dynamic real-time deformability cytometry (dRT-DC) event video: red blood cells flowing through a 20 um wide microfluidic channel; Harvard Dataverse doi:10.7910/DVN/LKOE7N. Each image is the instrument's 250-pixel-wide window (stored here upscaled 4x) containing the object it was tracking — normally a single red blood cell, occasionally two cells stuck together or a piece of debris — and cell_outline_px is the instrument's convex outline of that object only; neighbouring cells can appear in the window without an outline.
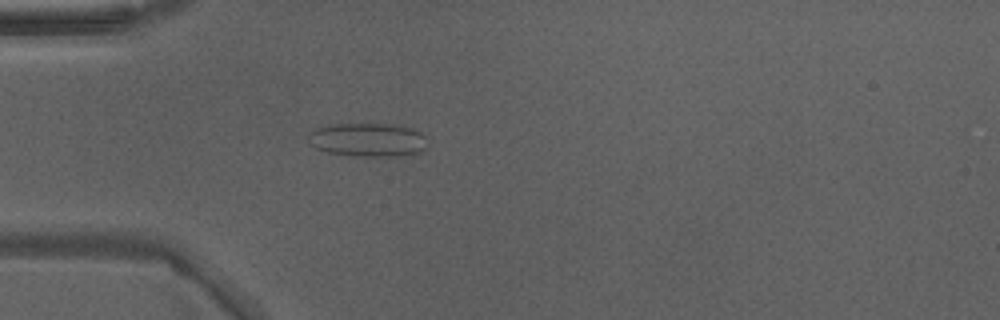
{"species": "Egyptian fruit bat (a non-hibernating species)", "species_latin": "Rousettus aegyptiacus", "temperature_condition": "warm", "stored_images_in_passage": 41, "camera_frame_rate_fps": 3000, "um_per_image_px": 0.085, "animal": {"sex": "male"}, "frame": {"image": 1, "passage_image": 7, "time_ms": 2.0, "image_size_px": [1000, 320], "cell_outline_px": [[424, 148], [420, 152], [412, 156], [352, 156], [328, 152], [316, 148], [312, 144], [308, 136], [316, 128], [328, 124], [396, 124], [412, 128], [420, 132], [424, 136]], "centroid_in_image_um": [31.29, 11.89], "position_along_channel_um": 53.7, "area_um2": 23.41}}
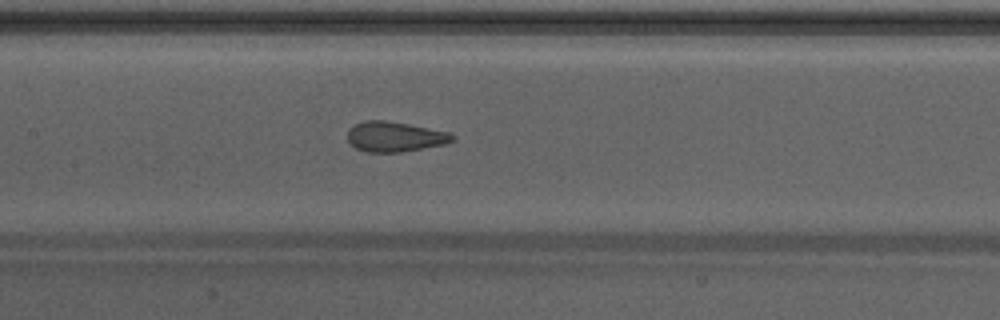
{"frame": {"image": 2, "passage_image": 16, "time_ms": 5.0, "image_size_px": [1000, 320], "cell_outline_px": [[456, 140], [444, 144], [400, 152], [368, 152], [356, 148], [348, 140], [348, 128], [364, 120], [384, 120], [408, 124], [448, 132], [456, 136]], "centroid_in_image_um": [33.56, 11.61], "position_along_channel_um": 173.8, "area_um2": 18.26}}
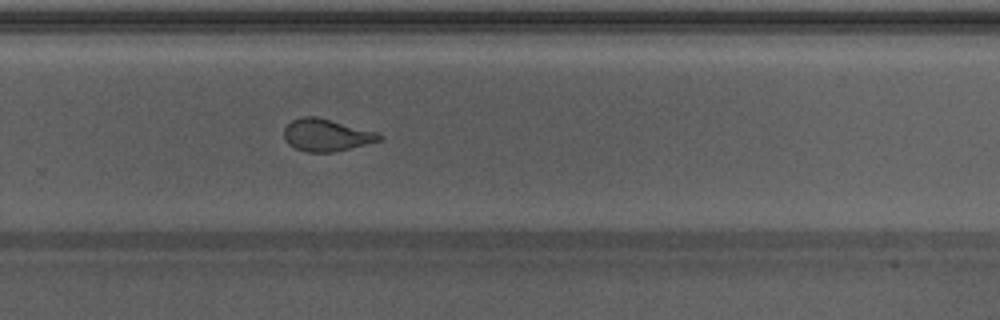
{"frame": {"image": 3, "passage_image": 25, "time_ms": 8.0, "image_size_px": [1000, 320], "cell_outline_px": [[384, 136], [380, 140], [332, 152], [308, 152], [296, 148], [288, 144], [284, 136], [284, 128], [292, 120], [300, 116], [316, 116], [376, 132]], "centroid_in_image_um": [27.7, 11.47], "position_along_channel_um": 302.1, "area_um2": 17.57}, "authors_computed_cell_mechanics": {"area_um2": 18.8428, "velocity_mm_per_s": 4.2899, "shape_relaxation_time_tau1_ms": null, "shape_relaxation_time_tau2_ms": 0.8127, "deformation_change_tau1": null, "deformation_change_tau2": 0.0586}}